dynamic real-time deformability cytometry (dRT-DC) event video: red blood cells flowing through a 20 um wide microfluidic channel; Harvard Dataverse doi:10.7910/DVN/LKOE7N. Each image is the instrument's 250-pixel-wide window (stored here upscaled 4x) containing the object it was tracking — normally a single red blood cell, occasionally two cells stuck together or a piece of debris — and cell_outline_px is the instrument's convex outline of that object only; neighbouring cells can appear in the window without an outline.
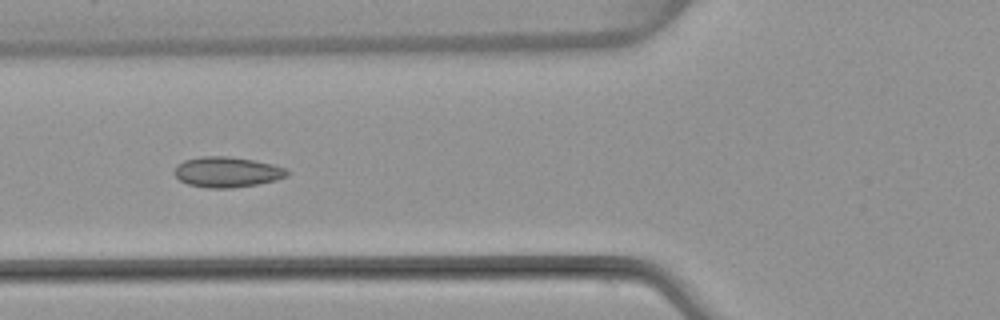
{"species": "common noctule bat (a hibernating species)", "species_latin": "Nyctalus noctula", "temperature_condition": "warm", "stored_images_in_passage": 7, "camera_frame_rate_fps": 3000, "um_per_image_px": 0.085, "animal": {"sex": "female", "body_mass_g": 22.7, "forearm_length_mm": 54.2}, "frame": {"image": 1, "passage_image": 6, "time_ms": 6.0, "image_size_px": [1000, 320], "cell_outline_px": [[288, 176], [276, 180], [256, 184], [232, 188], [208, 188], [188, 184], [180, 180], [172, 172], [176, 164], [184, 160], [200, 156], [228, 156], [252, 160], [272, 164], [284, 168], [288, 172]], "centroid_in_image_um": [19.25, 14.62], "position_along_channel_um": 106.6, "area_um2": 20.0}}
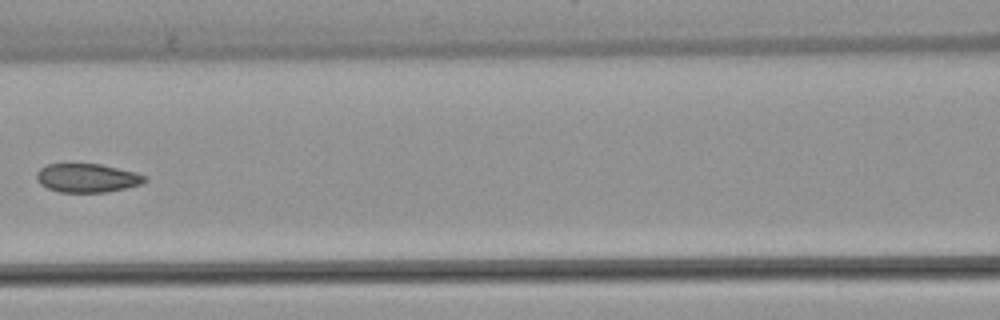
{"frame": {"image": 2, "passage_image": 7, "time_ms": 7.333, "image_size_px": [1000, 320], "cell_outline_px": [[148, 180], [140, 184], [108, 192], [60, 192], [48, 188], [40, 184], [36, 180], [36, 172], [40, 168], [48, 164], [100, 164], [136, 172], [148, 176]], "centroid_in_image_um": [7.41, 15.12], "position_along_channel_um": 159.2, "area_um2": 18.15}}